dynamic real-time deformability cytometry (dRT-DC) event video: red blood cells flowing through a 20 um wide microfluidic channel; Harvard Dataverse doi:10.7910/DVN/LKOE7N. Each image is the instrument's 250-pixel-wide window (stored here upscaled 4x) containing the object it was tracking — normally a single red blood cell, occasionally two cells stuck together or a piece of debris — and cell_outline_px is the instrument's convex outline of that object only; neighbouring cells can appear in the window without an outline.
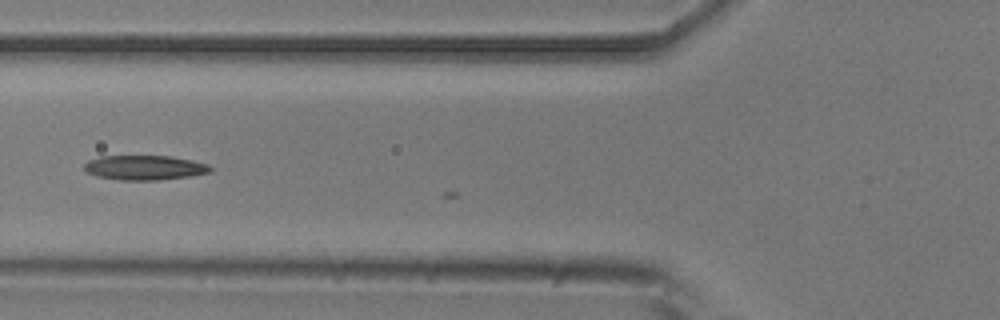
{"species": "common noctule bat (a hibernating species)", "species_latin": "Nyctalus noctula", "temperature_condition": "room temperature", "stored_images_in_passage": 5, "camera_frame_rate_fps": 3000, "um_per_image_px": 0.085, "animal": {"sex": "male", "body_mass_g": 20.5, "forearm_length_mm": 52.5}, "frame": {"image": 1, "passage_image": 2, "time_ms": 0.333, "image_size_px": [1000, 320], "cell_outline_px": [[212, 172], [188, 176], [160, 180], [120, 180], [96, 176], [88, 172], [84, 168], [84, 164], [88, 160], [100, 156], [172, 156], [192, 160], [208, 164], [212, 168]], "centroid_in_image_um": [12.3, 14.24], "position_along_channel_um": 113.5, "area_um2": 18.15}}